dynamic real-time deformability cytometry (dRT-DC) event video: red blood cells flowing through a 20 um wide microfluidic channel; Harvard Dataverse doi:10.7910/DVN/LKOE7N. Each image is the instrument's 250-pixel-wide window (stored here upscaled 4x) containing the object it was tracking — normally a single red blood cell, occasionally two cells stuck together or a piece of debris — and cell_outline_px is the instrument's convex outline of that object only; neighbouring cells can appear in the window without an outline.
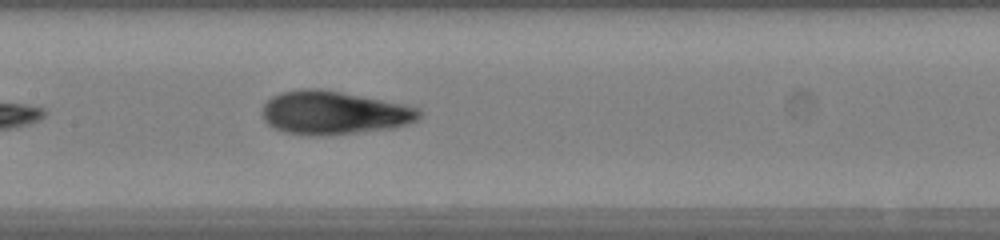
{"species": "human", "species_latin": "Homo sapiens", "temperature_condition": "warm", "stored_images_in_passage": 31, "camera_frame_rate_fps": 3000, "um_per_image_px": 0.085, "donor": {"sex": "female"}, "frame": {"image": 1, "passage_image": 10, "time_ms": 3.0, "image_size_px": [1000, 240], "cell_outline_px": [[420, 116], [416, 120], [408, 124], [392, 128], [320, 136], [308, 136], [284, 132], [272, 128], [264, 120], [264, 104], [272, 96], [280, 92], [296, 88], [320, 88], [404, 104], [420, 108]], "centroid_in_image_um": [28.35, 9.58], "position_along_channel_um": 179.1, "area_um2": 39.77}}
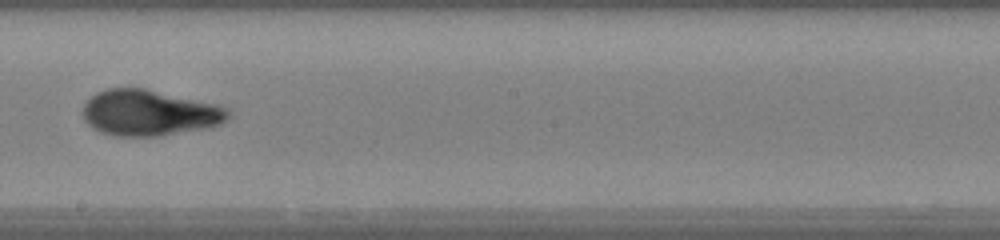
{"frame": {"image": 2, "passage_image": 14, "time_ms": 4.333, "image_size_px": [1000, 240], "cell_outline_px": [[232, 116], [228, 120], [212, 128], [160, 136], [116, 136], [100, 132], [92, 128], [84, 120], [80, 112], [84, 104], [96, 92], [108, 88], [144, 88], [216, 104], [228, 108], [232, 112]], "centroid_in_image_um": [12.72, 9.61], "position_along_channel_um": 235.5, "area_um2": 39.48}}
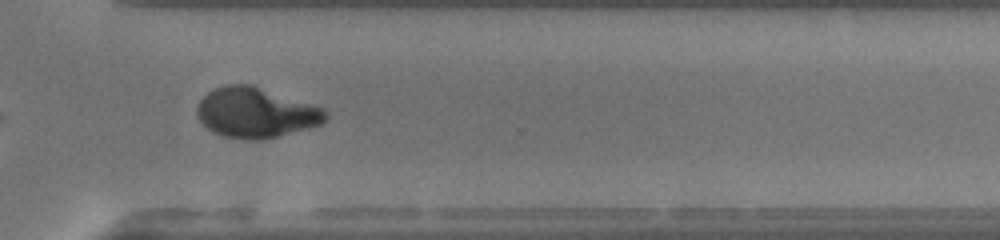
{"frame": {"image": 3, "passage_image": 22, "time_ms": 7.0, "image_size_px": [1000, 240], "cell_outline_px": [[328, 116], [320, 124], [308, 128], [260, 140], [240, 140], [224, 136], [212, 132], [200, 120], [196, 112], [196, 108], [200, 100], [208, 92], [216, 88], [228, 84], [252, 84], [324, 108], [328, 112]], "centroid_in_image_um": [21.73, 9.57], "position_along_channel_um": 348.9, "area_um2": 37.51}, "authors_computed_cell_mechanics": {"area_um2": 38.3792, "velocity_mm_per_s": 4.2548, "shape_relaxation_time_tau1_ms": 6.3644, "shape_relaxation_time_tau2_ms": 0.7454, "deformation_change_tau1": 0.2867, "deformation_change_tau2": 0.0516}}